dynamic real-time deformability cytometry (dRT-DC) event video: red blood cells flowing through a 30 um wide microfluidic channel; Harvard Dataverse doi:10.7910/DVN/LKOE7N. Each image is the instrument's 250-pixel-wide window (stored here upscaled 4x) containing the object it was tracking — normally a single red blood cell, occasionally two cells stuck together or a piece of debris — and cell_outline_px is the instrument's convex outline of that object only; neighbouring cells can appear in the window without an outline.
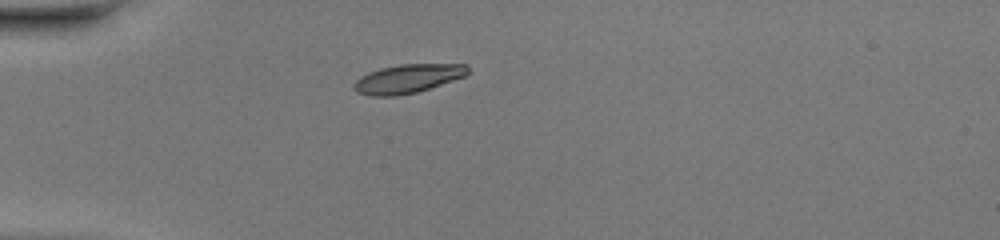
{"species": "common noctule bat (a hibernating species)", "species_latin": "Nyctalus noctula", "temperature_condition": "warm", "stored_images_in_passage": 35, "camera_frame_rate_fps": 3000, "um_per_image_px": 0.085, "animal": {"sex": "female", "body_mass_g": 20.0, "forearm_length_mm": 54.0}, "frame": {"image": 1, "passage_image": 1, "time_ms": 0.0, "image_size_px": [1000, 240], "cell_outline_px": [[468, 72], [464, 76], [416, 92], [396, 96], [372, 96], [356, 92], [352, 88], [352, 84], [360, 76], [368, 72], [380, 68], [400, 64], [468, 64]], "centroid_in_image_um": [34.59, 6.68], "position_along_channel_um": 50.4, "area_um2": 19.02}}
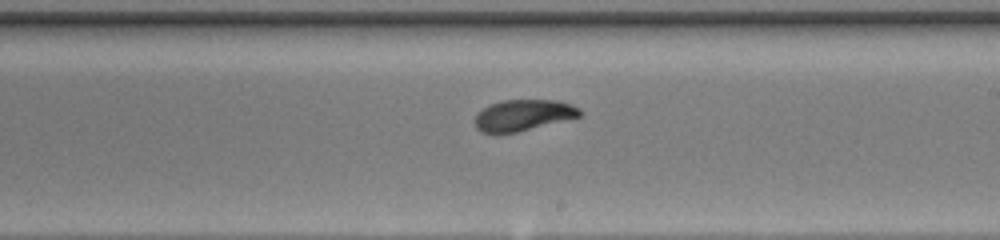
{"frame": {"image": 2, "passage_image": 16, "time_ms": 5.0, "image_size_px": [1000, 240], "cell_outline_px": [[584, 112], [580, 116], [516, 132], [480, 132], [476, 128], [476, 116], [484, 108], [492, 104], [504, 100], [556, 100], [580, 108]], "centroid_in_image_um": [44.5, 9.78], "position_along_channel_um": 244.5, "area_um2": 18.5}}
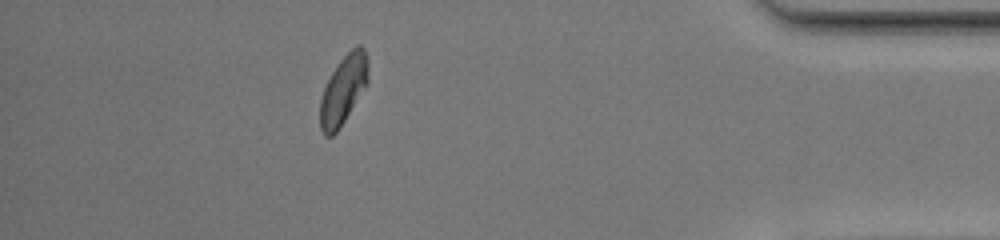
{"frame": {"image": 3, "passage_image": 30, "time_ms": 9.667, "image_size_px": [1000, 240], "cell_outline_px": [[368, 84], [340, 128], [332, 136], [324, 136], [320, 128], [320, 100], [324, 88], [332, 72], [340, 60], [356, 44], [360, 44], [364, 48], [368, 56]], "centroid_in_image_um": [29.2, 7.63], "position_along_channel_um": 406.0, "area_um2": 19.48}, "authors_computed_cell_mechanics": {"area_um2": 19.363, "velocity_mm_per_s": 4.3162, "shape_relaxation_time_tau1_ms": 4.3284, "shape_relaxation_time_tau2_ms": 1.079, "deformation_change_tau1": 0.1659, "deformation_change_tau2": 0.0524}}